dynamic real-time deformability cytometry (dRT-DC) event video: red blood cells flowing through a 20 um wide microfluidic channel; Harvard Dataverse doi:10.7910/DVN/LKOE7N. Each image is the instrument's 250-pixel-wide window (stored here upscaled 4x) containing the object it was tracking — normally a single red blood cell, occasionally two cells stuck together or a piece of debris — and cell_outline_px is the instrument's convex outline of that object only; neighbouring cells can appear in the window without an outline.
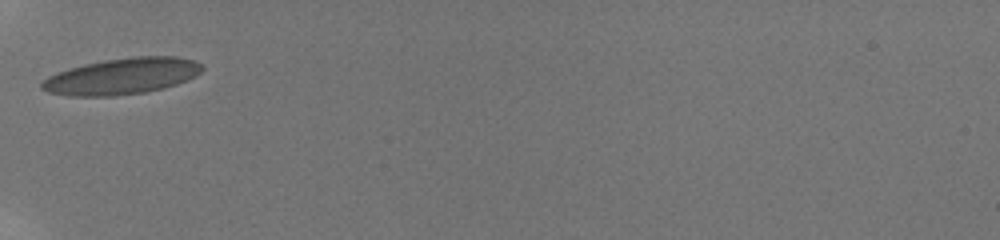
{"species": "human", "species_latin": "Homo sapiens", "temperature_condition": "room temperature", "stored_images_in_passage": 50, "camera_frame_rate_fps": 3000, "um_per_image_px": 0.085, "donor": {"sex": "male"}, "frame": {"image": 1, "passage_image": 1, "time_ms": 0.0, "image_size_px": [1000, 240], "cell_outline_px": [[204, 68], [200, 72], [176, 84], [164, 88], [144, 92], [112, 96], [68, 96], [48, 92], [40, 88], [40, 84], [48, 76], [84, 64], [104, 60], [136, 56], [176, 56], [192, 60], [200, 64]], "centroid_in_image_um": [10.34, 6.48], "position_along_channel_um": 74.7, "area_um2": 33.47}}
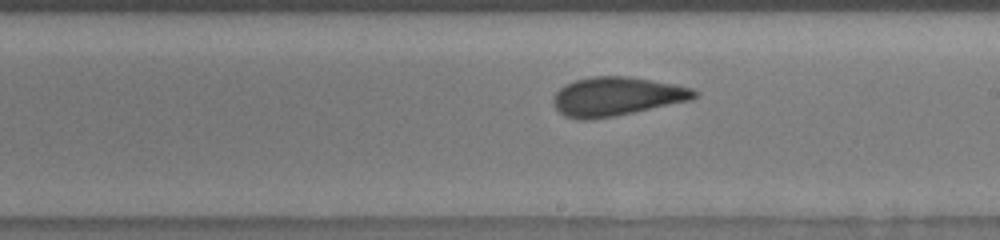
{"frame": {"image": 2, "passage_image": 16, "time_ms": 4.333, "image_size_px": [1000, 240], "cell_outline_px": [[700, 92], [692, 100], [612, 116], [588, 120], [580, 120], [564, 116], [552, 104], [552, 100], [556, 92], [564, 84], [576, 80], [592, 76], [628, 76], [676, 84], [692, 88]], "centroid_in_image_um": [52.4, 8.19], "position_along_channel_um": 236.6, "area_um2": 31.91}}
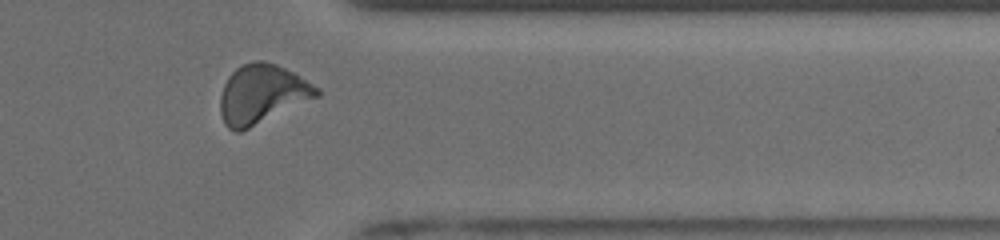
{"frame": {"image": 3, "passage_image": 36, "time_ms": 8.333, "image_size_px": [1000, 240], "cell_outline_px": [[320, 96], [240, 132], [236, 132], [228, 128], [224, 124], [220, 112], [220, 96], [224, 84], [228, 76], [236, 68], [244, 64], [256, 60], [264, 60], [276, 64], [292, 72], [320, 88]], "centroid_in_image_um": [22.26, 8.0], "position_along_channel_um": 389.1, "area_um2": 33.12}, "authors_computed_cell_mechanics": {"area_um2": 31.1831, "velocity_mm_per_s": 3.8603, "shape_relaxation_time_tau1_ms": null, "shape_relaxation_time_tau2_ms": 1.08, "deformation_change_tau1": null, "deformation_change_tau2": 0.0597}}